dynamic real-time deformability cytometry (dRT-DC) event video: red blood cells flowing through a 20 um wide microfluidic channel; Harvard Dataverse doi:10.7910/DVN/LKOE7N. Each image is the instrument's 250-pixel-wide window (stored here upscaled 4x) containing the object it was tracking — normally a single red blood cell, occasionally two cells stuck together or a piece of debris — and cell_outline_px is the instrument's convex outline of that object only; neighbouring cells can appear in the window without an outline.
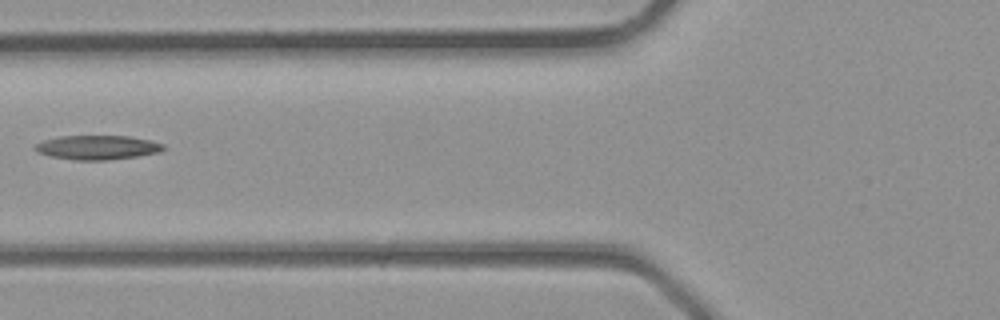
{"species": "common noctule bat (a hibernating species)", "species_latin": "Nyctalus noctula", "temperature_condition": "room temperature", "stored_images_in_passage": 5, "camera_frame_rate_fps": 3000, "um_per_image_px": 0.085, "animal": {"sex": "male", "body_mass_g": 23.1, "forearm_length_mm": 52.7}, "frame": {"image": 1, "passage_image": 5, "time_ms": 1.333, "image_size_px": [1000, 320], "cell_outline_px": [[164, 148], [160, 152], [136, 156], [108, 160], [76, 160], [52, 156], [40, 152], [32, 148], [36, 144], [44, 140], [60, 136], [128, 136], [148, 140], [164, 144]], "centroid_in_image_um": [8.28, 12.53], "position_along_channel_um": 117.5, "area_um2": 17.86}}